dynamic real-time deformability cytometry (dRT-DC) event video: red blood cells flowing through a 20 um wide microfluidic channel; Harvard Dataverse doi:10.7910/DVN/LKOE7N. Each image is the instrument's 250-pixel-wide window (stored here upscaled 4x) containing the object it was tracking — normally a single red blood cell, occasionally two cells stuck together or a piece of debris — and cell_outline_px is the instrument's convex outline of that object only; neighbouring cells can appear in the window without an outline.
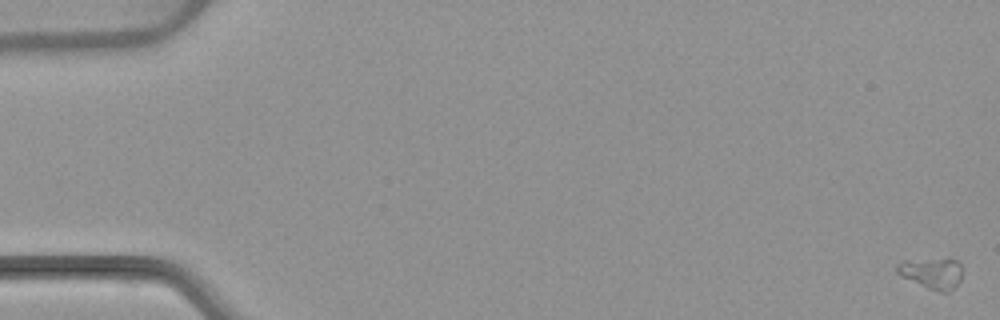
{"species": "common noctule bat (a hibernating species)", "species_latin": "Nyctalus noctula", "temperature_condition": "warm", "stored_images_in_passage": 7, "camera_frame_rate_fps": 3000, "um_per_image_px": 0.085, "animal": {"sex": "female", "body_mass_g": 22.7, "forearm_length_mm": 54.2}, "frame": {"image": 1, "passage_image": 1, "time_ms": 0.0, "image_size_px": [1000, 320], "cell_outline_px": [[960, 280], [948, 292], [940, 292], [928, 288], [900, 276], [896, 272], [896, 264], [900, 260], [956, 260], [960, 264]], "centroid_in_image_um": [79.14, 23.22], "position_along_channel_um": 5.9, "area_um2": 11.44}}
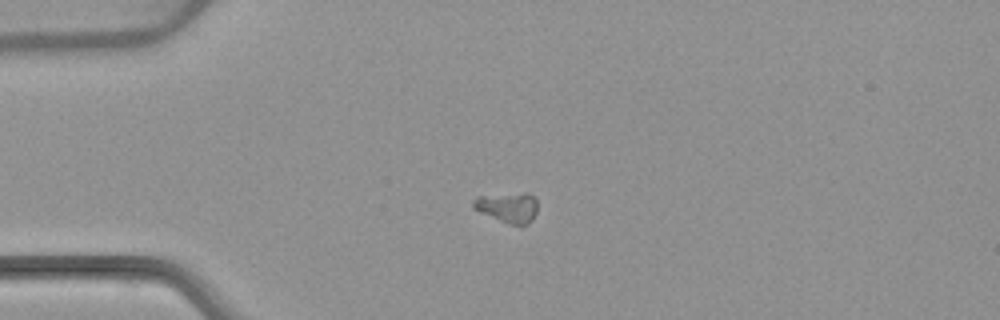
{"frame": {"image": 2, "passage_image": 5, "time_ms": 4.667, "image_size_px": [1000, 320], "cell_outline_px": [[536, 212], [532, 220], [528, 224], [512, 224], [500, 220], [480, 212], [472, 208], [472, 200], [476, 196], [524, 192], [528, 192], [536, 200]], "centroid_in_image_um": [43.14, 17.59], "position_along_channel_um": 41.9, "area_um2": 11.27}}
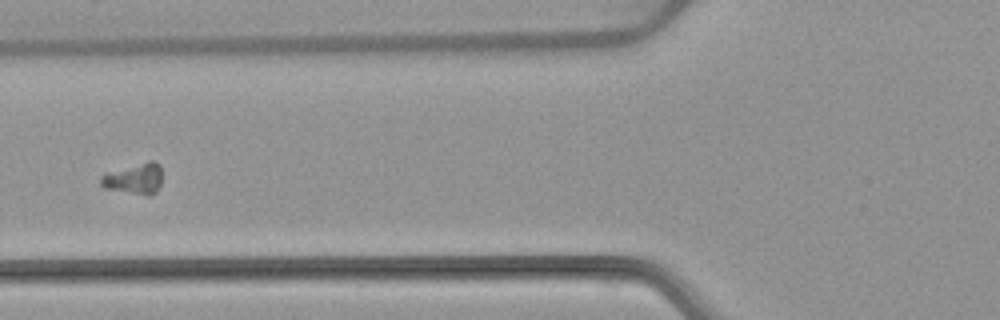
{"frame": {"image": 3, "passage_image": 7, "time_ms": 7.333, "image_size_px": [1000, 320], "cell_outline_px": [[160, 184], [156, 192], [148, 196], [104, 188], [100, 184], [100, 176], [108, 172], [148, 160], [152, 160], [160, 164]], "centroid_in_image_um": [11.41, 15.18], "position_along_channel_um": 114.4, "area_um2": 11.04}}